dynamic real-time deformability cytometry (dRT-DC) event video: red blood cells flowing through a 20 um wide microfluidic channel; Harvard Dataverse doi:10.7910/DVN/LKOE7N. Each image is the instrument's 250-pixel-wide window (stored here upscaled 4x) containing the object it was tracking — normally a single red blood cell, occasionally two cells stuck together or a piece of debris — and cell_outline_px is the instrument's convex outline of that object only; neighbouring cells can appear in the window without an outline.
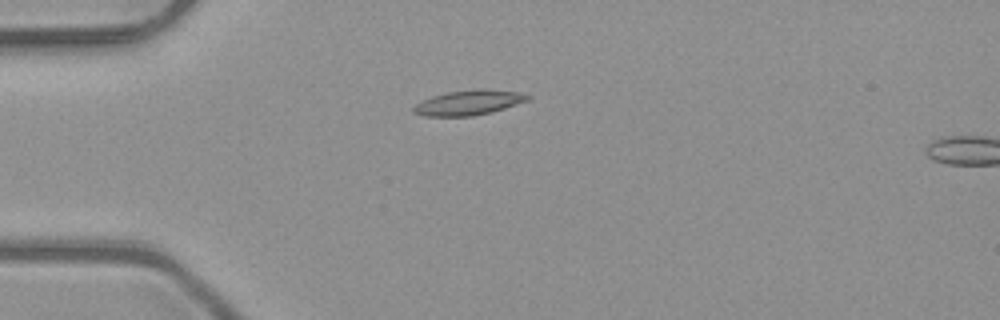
{"species": "common noctule bat (a hibernating species)", "species_latin": "Nyctalus noctula", "temperature_condition": "room temperature", "stored_images_in_passage": 5, "camera_frame_rate_fps": 3000, "um_per_image_px": 0.085, "animal": {"sex": "male", "body_mass_g": 23.1, "forearm_length_mm": 52.7}, "frame": {"image": 1, "passage_image": 4, "time_ms": 1.0, "image_size_px": [1000, 320], "cell_outline_px": [[532, 96], [528, 100], [492, 112], [472, 116], [424, 116], [412, 112], [412, 108], [416, 104], [432, 96], [448, 92], [476, 88], [516, 92]], "centroid_in_image_um": [39.81, 8.73], "position_along_channel_um": 45.2, "area_um2": 16.42}}